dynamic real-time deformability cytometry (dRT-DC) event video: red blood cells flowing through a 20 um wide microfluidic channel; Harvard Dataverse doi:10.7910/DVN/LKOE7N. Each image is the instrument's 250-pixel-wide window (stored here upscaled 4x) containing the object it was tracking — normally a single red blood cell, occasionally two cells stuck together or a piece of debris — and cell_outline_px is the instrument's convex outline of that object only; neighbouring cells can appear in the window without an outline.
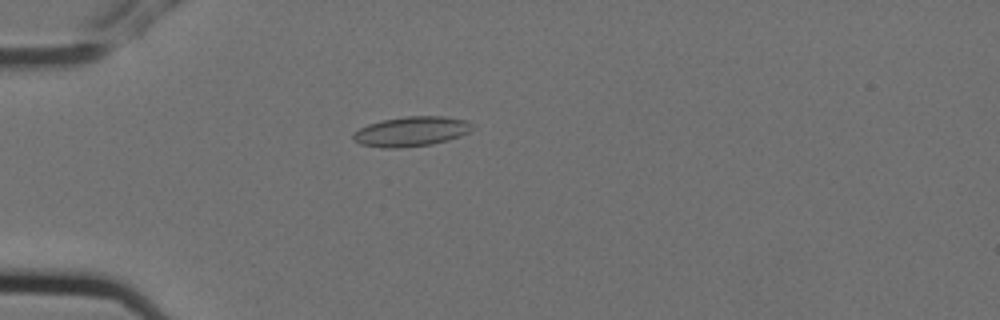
{"species": "Egyptian fruit bat (a non-hibernating species)", "species_latin": "Rousettus aegyptiacus", "temperature_condition": "cold", "stored_images_in_passage": 5, "camera_frame_rate_fps": 3000, "um_per_image_px": 0.085, "animal": {"sex": "female"}, "frame": {"image": 1, "passage_image": 5, "time_ms": 1.333, "image_size_px": [1000, 320], "cell_outline_px": [[472, 128], [468, 132], [460, 136], [448, 140], [432, 144], [400, 148], [380, 148], [360, 144], [352, 140], [352, 132], [368, 124], [384, 120], [408, 116], [444, 116], [468, 120], [472, 124]], "centroid_in_image_um": [34.93, 11.18], "position_along_channel_um": 50.1, "area_um2": 20.81}}